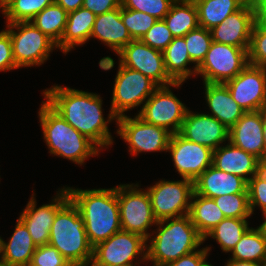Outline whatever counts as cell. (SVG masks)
Wrapping results in <instances>:
<instances>
[{
	"instance_id": "4fadbf2b",
	"label": "cell",
	"mask_w": 266,
	"mask_h": 266,
	"mask_svg": "<svg viewBox=\"0 0 266 266\" xmlns=\"http://www.w3.org/2000/svg\"><path fill=\"white\" fill-rule=\"evenodd\" d=\"M170 86H159L137 114L146 123L179 133L188 108L171 92Z\"/></svg>"
},
{
	"instance_id": "b9f144b4",
	"label": "cell",
	"mask_w": 266,
	"mask_h": 266,
	"mask_svg": "<svg viewBox=\"0 0 266 266\" xmlns=\"http://www.w3.org/2000/svg\"><path fill=\"white\" fill-rule=\"evenodd\" d=\"M249 208L253 214L255 207H260L262 213L266 211V181H248Z\"/></svg>"
},
{
	"instance_id": "7c38bea8",
	"label": "cell",
	"mask_w": 266,
	"mask_h": 266,
	"mask_svg": "<svg viewBox=\"0 0 266 266\" xmlns=\"http://www.w3.org/2000/svg\"><path fill=\"white\" fill-rule=\"evenodd\" d=\"M115 122L119 127L117 134L129 145L132 156L141 152H167L172 136L167 129L146 123L137 115L120 116Z\"/></svg>"
},
{
	"instance_id": "2e32d148",
	"label": "cell",
	"mask_w": 266,
	"mask_h": 266,
	"mask_svg": "<svg viewBox=\"0 0 266 266\" xmlns=\"http://www.w3.org/2000/svg\"><path fill=\"white\" fill-rule=\"evenodd\" d=\"M167 152L181 178L195 181L212 165L213 150L186 140L179 133L172 134Z\"/></svg>"
},
{
	"instance_id": "e0dca14e",
	"label": "cell",
	"mask_w": 266,
	"mask_h": 266,
	"mask_svg": "<svg viewBox=\"0 0 266 266\" xmlns=\"http://www.w3.org/2000/svg\"><path fill=\"white\" fill-rule=\"evenodd\" d=\"M49 204L36 208L35 194H32L19 219L25 224L34 244L39 247L49 243L50 230L57 211L70 199L66 188L57 191Z\"/></svg>"
},
{
	"instance_id": "cb8c5ba5",
	"label": "cell",
	"mask_w": 266,
	"mask_h": 266,
	"mask_svg": "<svg viewBox=\"0 0 266 266\" xmlns=\"http://www.w3.org/2000/svg\"><path fill=\"white\" fill-rule=\"evenodd\" d=\"M256 164V156L232 145L229 141L226 146H219L213 151V166L221 171L238 175L247 182L253 177Z\"/></svg>"
},
{
	"instance_id": "f6af8a7d",
	"label": "cell",
	"mask_w": 266,
	"mask_h": 266,
	"mask_svg": "<svg viewBox=\"0 0 266 266\" xmlns=\"http://www.w3.org/2000/svg\"><path fill=\"white\" fill-rule=\"evenodd\" d=\"M82 7L99 15L121 7V0H84Z\"/></svg>"
},
{
	"instance_id": "d6986e66",
	"label": "cell",
	"mask_w": 266,
	"mask_h": 266,
	"mask_svg": "<svg viewBox=\"0 0 266 266\" xmlns=\"http://www.w3.org/2000/svg\"><path fill=\"white\" fill-rule=\"evenodd\" d=\"M179 134L186 140L216 150L229 141V129L212 115L186 112Z\"/></svg>"
},
{
	"instance_id": "ba28073f",
	"label": "cell",
	"mask_w": 266,
	"mask_h": 266,
	"mask_svg": "<svg viewBox=\"0 0 266 266\" xmlns=\"http://www.w3.org/2000/svg\"><path fill=\"white\" fill-rule=\"evenodd\" d=\"M248 64V50L213 41L204 60L197 67V74L203 77V83L224 84Z\"/></svg>"
},
{
	"instance_id": "3957f363",
	"label": "cell",
	"mask_w": 266,
	"mask_h": 266,
	"mask_svg": "<svg viewBox=\"0 0 266 266\" xmlns=\"http://www.w3.org/2000/svg\"><path fill=\"white\" fill-rule=\"evenodd\" d=\"M166 223V224H165ZM156 235L147 244L146 261L163 266L190 254L204 242V237L192 224L189 214L157 221Z\"/></svg>"
},
{
	"instance_id": "c3c4849f",
	"label": "cell",
	"mask_w": 266,
	"mask_h": 266,
	"mask_svg": "<svg viewBox=\"0 0 266 266\" xmlns=\"http://www.w3.org/2000/svg\"><path fill=\"white\" fill-rule=\"evenodd\" d=\"M245 3L256 9L260 14L266 11V0H245Z\"/></svg>"
},
{
	"instance_id": "5bb4252c",
	"label": "cell",
	"mask_w": 266,
	"mask_h": 266,
	"mask_svg": "<svg viewBox=\"0 0 266 266\" xmlns=\"http://www.w3.org/2000/svg\"><path fill=\"white\" fill-rule=\"evenodd\" d=\"M117 55L122 66L141 72L158 86L179 88L182 85L175 83L167 74L163 52L155 50L140 39L132 40Z\"/></svg>"
},
{
	"instance_id": "484cf974",
	"label": "cell",
	"mask_w": 266,
	"mask_h": 266,
	"mask_svg": "<svg viewBox=\"0 0 266 266\" xmlns=\"http://www.w3.org/2000/svg\"><path fill=\"white\" fill-rule=\"evenodd\" d=\"M15 230L8 242L1 239V260L7 266H24L31 261L37 246L25 224L17 219Z\"/></svg>"
},
{
	"instance_id": "f546056e",
	"label": "cell",
	"mask_w": 266,
	"mask_h": 266,
	"mask_svg": "<svg viewBox=\"0 0 266 266\" xmlns=\"http://www.w3.org/2000/svg\"><path fill=\"white\" fill-rule=\"evenodd\" d=\"M198 11L199 27L211 30L230 14L238 11L245 0H193Z\"/></svg>"
},
{
	"instance_id": "60d3db41",
	"label": "cell",
	"mask_w": 266,
	"mask_h": 266,
	"mask_svg": "<svg viewBox=\"0 0 266 266\" xmlns=\"http://www.w3.org/2000/svg\"><path fill=\"white\" fill-rule=\"evenodd\" d=\"M31 262L38 266H72L55 247L49 244L37 247Z\"/></svg>"
},
{
	"instance_id": "74e56055",
	"label": "cell",
	"mask_w": 266,
	"mask_h": 266,
	"mask_svg": "<svg viewBox=\"0 0 266 266\" xmlns=\"http://www.w3.org/2000/svg\"><path fill=\"white\" fill-rule=\"evenodd\" d=\"M121 19L133 40L142 36L156 23L158 19L137 10L126 9L121 6Z\"/></svg>"
},
{
	"instance_id": "603a6c76",
	"label": "cell",
	"mask_w": 266,
	"mask_h": 266,
	"mask_svg": "<svg viewBox=\"0 0 266 266\" xmlns=\"http://www.w3.org/2000/svg\"><path fill=\"white\" fill-rule=\"evenodd\" d=\"M205 99L214 118L228 129L246 112L232 98L229 89L223 83H204Z\"/></svg>"
},
{
	"instance_id": "30bf717a",
	"label": "cell",
	"mask_w": 266,
	"mask_h": 266,
	"mask_svg": "<svg viewBox=\"0 0 266 266\" xmlns=\"http://www.w3.org/2000/svg\"><path fill=\"white\" fill-rule=\"evenodd\" d=\"M152 211L157 221L189 214L194 182L160 180L147 188Z\"/></svg>"
},
{
	"instance_id": "bcb514c9",
	"label": "cell",
	"mask_w": 266,
	"mask_h": 266,
	"mask_svg": "<svg viewBox=\"0 0 266 266\" xmlns=\"http://www.w3.org/2000/svg\"><path fill=\"white\" fill-rule=\"evenodd\" d=\"M250 180L266 181V157L257 158L254 175Z\"/></svg>"
},
{
	"instance_id": "f1b7e54d",
	"label": "cell",
	"mask_w": 266,
	"mask_h": 266,
	"mask_svg": "<svg viewBox=\"0 0 266 266\" xmlns=\"http://www.w3.org/2000/svg\"><path fill=\"white\" fill-rule=\"evenodd\" d=\"M163 20L173 37H184L199 27L198 11L193 0H175Z\"/></svg>"
},
{
	"instance_id": "8fae6325",
	"label": "cell",
	"mask_w": 266,
	"mask_h": 266,
	"mask_svg": "<svg viewBox=\"0 0 266 266\" xmlns=\"http://www.w3.org/2000/svg\"><path fill=\"white\" fill-rule=\"evenodd\" d=\"M138 255L143 262L146 261L147 239L142 235L121 230L93 247L92 261L106 266H136L141 263L134 262L139 258Z\"/></svg>"
},
{
	"instance_id": "f35d334b",
	"label": "cell",
	"mask_w": 266,
	"mask_h": 266,
	"mask_svg": "<svg viewBox=\"0 0 266 266\" xmlns=\"http://www.w3.org/2000/svg\"><path fill=\"white\" fill-rule=\"evenodd\" d=\"M174 2L175 0H121V6L163 20Z\"/></svg>"
},
{
	"instance_id": "d4e9b609",
	"label": "cell",
	"mask_w": 266,
	"mask_h": 266,
	"mask_svg": "<svg viewBox=\"0 0 266 266\" xmlns=\"http://www.w3.org/2000/svg\"><path fill=\"white\" fill-rule=\"evenodd\" d=\"M95 18L96 15L84 7L68 13L63 36L57 44L58 49L67 54L75 46L85 44L90 39Z\"/></svg>"
},
{
	"instance_id": "9a60e30c",
	"label": "cell",
	"mask_w": 266,
	"mask_h": 266,
	"mask_svg": "<svg viewBox=\"0 0 266 266\" xmlns=\"http://www.w3.org/2000/svg\"><path fill=\"white\" fill-rule=\"evenodd\" d=\"M224 84L234 101L246 112L266 107V68L248 64Z\"/></svg>"
},
{
	"instance_id": "4dcf8cb0",
	"label": "cell",
	"mask_w": 266,
	"mask_h": 266,
	"mask_svg": "<svg viewBox=\"0 0 266 266\" xmlns=\"http://www.w3.org/2000/svg\"><path fill=\"white\" fill-rule=\"evenodd\" d=\"M248 229L247 218H224L204 236V241L209 237L216 239L221 250L228 253L233 250Z\"/></svg>"
},
{
	"instance_id": "ffe728a7",
	"label": "cell",
	"mask_w": 266,
	"mask_h": 266,
	"mask_svg": "<svg viewBox=\"0 0 266 266\" xmlns=\"http://www.w3.org/2000/svg\"><path fill=\"white\" fill-rule=\"evenodd\" d=\"M261 110L248 111L229 129V142L256 156L265 157Z\"/></svg>"
},
{
	"instance_id": "db71d44e",
	"label": "cell",
	"mask_w": 266,
	"mask_h": 266,
	"mask_svg": "<svg viewBox=\"0 0 266 266\" xmlns=\"http://www.w3.org/2000/svg\"><path fill=\"white\" fill-rule=\"evenodd\" d=\"M88 265H90V266H106V265L95 264L92 260L88 264H86L85 266H88ZM112 266H121V265H112Z\"/></svg>"
},
{
	"instance_id": "7dc6e473",
	"label": "cell",
	"mask_w": 266,
	"mask_h": 266,
	"mask_svg": "<svg viewBox=\"0 0 266 266\" xmlns=\"http://www.w3.org/2000/svg\"><path fill=\"white\" fill-rule=\"evenodd\" d=\"M83 1L84 0H55V3L70 13L81 8L83 6Z\"/></svg>"
},
{
	"instance_id": "83f0119b",
	"label": "cell",
	"mask_w": 266,
	"mask_h": 266,
	"mask_svg": "<svg viewBox=\"0 0 266 266\" xmlns=\"http://www.w3.org/2000/svg\"><path fill=\"white\" fill-rule=\"evenodd\" d=\"M189 216L192 224L203 237L226 218L213 198L200 196L195 192L191 198Z\"/></svg>"
},
{
	"instance_id": "680465c9",
	"label": "cell",
	"mask_w": 266,
	"mask_h": 266,
	"mask_svg": "<svg viewBox=\"0 0 266 266\" xmlns=\"http://www.w3.org/2000/svg\"><path fill=\"white\" fill-rule=\"evenodd\" d=\"M261 16L266 19V11H264Z\"/></svg>"
},
{
	"instance_id": "f5cc1de1",
	"label": "cell",
	"mask_w": 266,
	"mask_h": 266,
	"mask_svg": "<svg viewBox=\"0 0 266 266\" xmlns=\"http://www.w3.org/2000/svg\"><path fill=\"white\" fill-rule=\"evenodd\" d=\"M7 0H0V9L2 8V14H4V10L6 7Z\"/></svg>"
},
{
	"instance_id": "11a10c76",
	"label": "cell",
	"mask_w": 266,
	"mask_h": 266,
	"mask_svg": "<svg viewBox=\"0 0 266 266\" xmlns=\"http://www.w3.org/2000/svg\"><path fill=\"white\" fill-rule=\"evenodd\" d=\"M201 266H213L211 265L209 262H207V260L201 265Z\"/></svg>"
},
{
	"instance_id": "ab89813d",
	"label": "cell",
	"mask_w": 266,
	"mask_h": 266,
	"mask_svg": "<svg viewBox=\"0 0 266 266\" xmlns=\"http://www.w3.org/2000/svg\"><path fill=\"white\" fill-rule=\"evenodd\" d=\"M173 38L165 21L157 20L140 40L155 50L163 52L173 41Z\"/></svg>"
},
{
	"instance_id": "836d02e7",
	"label": "cell",
	"mask_w": 266,
	"mask_h": 266,
	"mask_svg": "<svg viewBox=\"0 0 266 266\" xmlns=\"http://www.w3.org/2000/svg\"><path fill=\"white\" fill-rule=\"evenodd\" d=\"M55 0H7L4 17L7 23L29 22Z\"/></svg>"
},
{
	"instance_id": "5b68a950",
	"label": "cell",
	"mask_w": 266,
	"mask_h": 266,
	"mask_svg": "<svg viewBox=\"0 0 266 266\" xmlns=\"http://www.w3.org/2000/svg\"><path fill=\"white\" fill-rule=\"evenodd\" d=\"M48 244L72 266H85L92 260L93 246L88 241L83 218L71 199L57 211Z\"/></svg>"
},
{
	"instance_id": "816d5d0a",
	"label": "cell",
	"mask_w": 266,
	"mask_h": 266,
	"mask_svg": "<svg viewBox=\"0 0 266 266\" xmlns=\"http://www.w3.org/2000/svg\"><path fill=\"white\" fill-rule=\"evenodd\" d=\"M262 215L264 216V222L257 228L261 231L262 235L264 236L266 240V211L263 212Z\"/></svg>"
},
{
	"instance_id": "e575fe53",
	"label": "cell",
	"mask_w": 266,
	"mask_h": 266,
	"mask_svg": "<svg viewBox=\"0 0 266 266\" xmlns=\"http://www.w3.org/2000/svg\"><path fill=\"white\" fill-rule=\"evenodd\" d=\"M184 39L191 61L195 64L194 69H197L204 60L213 42L211 31L206 28L198 27L188 32L184 36Z\"/></svg>"
},
{
	"instance_id": "f907efd6",
	"label": "cell",
	"mask_w": 266,
	"mask_h": 266,
	"mask_svg": "<svg viewBox=\"0 0 266 266\" xmlns=\"http://www.w3.org/2000/svg\"><path fill=\"white\" fill-rule=\"evenodd\" d=\"M261 119H262V125H263V141L265 145V157H266V107L261 109Z\"/></svg>"
},
{
	"instance_id": "8992f818",
	"label": "cell",
	"mask_w": 266,
	"mask_h": 266,
	"mask_svg": "<svg viewBox=\"0 0 266 266\" xmlns=\"http://www.w3.org/2000/svg\"><path fill=\"white\" fill-rule=\"evenodd\" d=\"M11 37L13 59L18 68L43 64L57 44L31 21L7 23ZM16 29L17 31L13 30Z\"/></svg>"
},
{
	"instance_id": "7402d4cb",
	"label": "cell",
	"mask_w": 266,
	"mask_h": 266,
	"mask_svg": "<svg viewBox=\"0 0 266 266\" xmlns=\"http://www.w3.org/2000/svg\"><path fill=\"white\" fill-rule=\"evenodd\" d=\"M99 39L116 54L133 39L121 19V7L96 15L90 38Z\"/></svg>"
},
{
	"instance_id": "ac0fdd59",
	"label": "cell",
	"mask_w": 266,
	"mask_h": 266,
	"mask_svg": "<svg viewBox=\"0 0 266 266\" xmlns=\"http://www.w3.org/2000/svg\"><path fill=\"white\" fill-rule=\"evenodd\" d=\"M260 16L256 9L245 3L238 11L210 30L212 40L249 50L252 28Z\"/></svg>"
},
{
	"instance_id": "ee69618b",
	"label": "cell",
	"mask_w": 266,
	"mask_h": 266,
	"mask_svg": "<svg viewBox=\"0 0 266 266\" xmlns=\"http://www.w3.org/2000/svg\"><path fill=\"white\" fill-rule=\"evenodd\" d=\"M211 247L201 248L190 254L181 256L178 260L167 263L163 266H201L207 259Z\"/></svg>"
},
{
	"instance_id": "681fc988",
	"label": "cell",
	"mask_w": 266,
	"mask_h": 266,
	"mask_svg": "<svg viewBox=\"0 0 266 266\" xmlns=\"http://www.w3.org/2000/svg\"><path fill=\"white\" fill-rule=\"evenodd\" d=\"M225 266H262V264H258L252 261H239L236 259H229Z\"/></svg>"
},
{
	"instance_id": "44dd1931",
	"label": "cell",
	"mask_w": 266,
	"mask_h": 266,
	"mask_svg": "<svg viewBox=\"0 0 266 266\" xmlns=\"http://www.w3.org/2000/svg\"><path fill=\"white\" fill-rule=\"evenodd\" d=\"M248 182L242 177L209 166L195 181L194 192L215 198L225 194L248 193Z\"/></svg>"
},
{
	"instance_id": "6da1fadb",
	"label": "cell",
	"mask_w": 266,
	"mask_h": 266,
	"mask_svg": "<svg viewBox=\"0 0 266 266\" xmlns=\"http://www.w3.org/2000/svg\"><path fill=\"white\" fill-rule=\"evenodd\" d=\"M46 102L63 119L99 149L113 144L108 124L117 117L109 111L108 120L103 117L100 95L55 85L43 91Z\"/></svg>"
},
{
	"instance_id": "4316f807",
	"label": "cell",
	"mask_w": 266,
	"mask_h": 266,
	"mask_svg": "<svg viewBox=\"0 0 266 266\" xmlns=\"http://www.w3.org/2000/svg\"><path fill=\"white\" fill-rule=\"evenodd\" d=\"M163 56L167 74L175 83H183L188 77L197 75V69L187 68V65L193 62L184 37H174L163 51Z\"/></svg>"
},
{
	"instance_id": "52a82bcc",
	"label": "cell",
	"mask_w": 266,
	"mask_h": 266,
	"mask_svg": "<svg viewBox=\"0 0 266 266\" xmlns=\"http://www.w3.org/2000/svg\"><path fill=\"white\" fill-rule=\"evenodd\" d=\"M138 184H120L117 186V199L121 229L151 239L148 228L157 224L147 189L138 188Z\"/></svg>"
},
{
	"instance_id": "6f0895ef",
	"label": "cell",
	"mask_w": 266,
	"mask_h": 266,
	"mask_svg": "<svg viewBox=\"0 0 266 266\" xmlns=\"http://www.w3.org/2000/svg\"><path fill=\"white\" fill-rule=\"evenodd\" d=\"M0 266H7V265L0 259Z\"/></svg>"
},
{
	"instance_id": "1f68e13d",
	"label": "cell",
	"mask_w": 266,
	"mask_h": 266,
	"mask_svg": "<svg viewBox=\"0 0 266 266\" xmlns=\"http://www.w3.org/2000/svg\"><path fill=\"white\" fill-rule=\"evenodd\" d=\"M232 258L239 261L266 262V240L258 228L250 227L231 251Z\"/></svg>"
},
{
	"instance_id": "7a4b0ae2",
	"label": "cell",
	"mask_w": 266,
	"mask_h": 266,
	"mask_svg": "<svg viewBox=\"0 0 266 266\" xmlns=\"http://www.w3.org/2000/svg\"><path fill=\"white\" fill-rule=\"evenodd\" d=\"M66 189L83 218L88 241L93 247L122 230L117 186L110 189Z\"/></svg>"
},
{
	"instance_id": "277c9868",
	"label": "cell",
	"mask_w": 266,
	"mask_h": 266,
	"mask_svg": "<svg viewBox=\"0 0 266 266\" xmlns=\"http://www.w3.org/2000/svg\"><path fill=\"white\" fill-rule=\"evenodd\" d=\"M38 116L50 154L80 166L88 157L98 155L100 149L67 123L46 101L42 102Z\"/></svg>"
},
{
	"instance_id": "d590c367",
	"label": "cell",
	"mask_w": 266,
	"mask_h": 266,
	"mask_svg": "<svg viewBox=\"0 0 266 266\" xmlns=\"http://www.w3.org/2000/svg\"><path fill=\"white\" fill-rule=\"evenodd\" d=\"M248 62L250 65L266 68V19L262 16L252 28Z\"/></svg>"
},
{
	"instance_id": "d6a6232c",
	"label": "cell",
	"mask_w": 266,
	"mask_h": 266,
	"mask_svg": "<svg viewBox=\"0 0 266 266\" xmlns=\"http://www.w3.org/2000/svg\"><path fill=\"white\" fill-rule=\"evenodd\" d=\"M67 18L68 12L60 5L53 3L38 13L31 22L58 44L63 36Z\"/></svg>"
},
{
	"instance_id": "9f6ffc18",
	"label": "cell",
	"mask_w": 266,
	"mask_h": 266,
	"mask_svg": "<svg viewBox=\"0 0 266 266\" xmlns=\"http://www.w3.org/2000/svg\"><path fill=\"white\" fill-rule=\"evenodd\" d=\"M24 266H38V265H36V264H33L31 261L30 262H28L26 265H24Z\"/></svg>"
},
{
	"instance_id": "7bdbcfd3",
	"label": "cell",
	"mask_w": 266,
	"mask_h": 266,
	"mask_svg": "<svg viewBox=\"0 0 266 266\" xmlns=\"http://www.w3.org/2000/svg\"><path fill=\"white\" fill-rule=\"evenodd\" d=\"M17 68L13 59L11 37L5 29L0 32V71H10Z\"/></svg>"
},
{
	"instance_id": "91938a15",
	"label": "cell",
	"mask_w": 266,
	"mask_h": 266,
	"mask_svg": "<svg viewBox=\"0 0 266 266\" xmlns=\"http://www.w3.org/2000/svg\"><path fill=\"white\" fill-rule=\"evenodd\" d=\"M1 237H0V258H1Z\"/></svg>"
},
{
	"instance_id": "8d00e7d4",
	"label": "cell",
	"mask_w": 266,
	"mask_h": 266,
	"mask_svg": "<svg viewBox=\"0 0 266 266\" xmlns=\"http://www.w3.org/2000/svg\"><path fill=\"white\" fill-rule=\"evenodd\" d=\"M226 218H250L248 193L225 194L213 198Z\"/></svg>"
},
{
	"instance_id": "9c48e42d",
	"label": "cell",
	"mask_w": 266,
	"mask_h": 266,
	"mask_svg": "<svg viewBox=\"0 0 266 266\" xmlns=\"http://www.w3.org/2000/svg\"><path fill=\"white\" fill-rule=\"evenodd\" d=\"M118 67L110 106V111L117 118L124 116V112L129 109L144 104L159 87L139 71L122 66L120 63Z\"/></svg>"
}]
</instances>
